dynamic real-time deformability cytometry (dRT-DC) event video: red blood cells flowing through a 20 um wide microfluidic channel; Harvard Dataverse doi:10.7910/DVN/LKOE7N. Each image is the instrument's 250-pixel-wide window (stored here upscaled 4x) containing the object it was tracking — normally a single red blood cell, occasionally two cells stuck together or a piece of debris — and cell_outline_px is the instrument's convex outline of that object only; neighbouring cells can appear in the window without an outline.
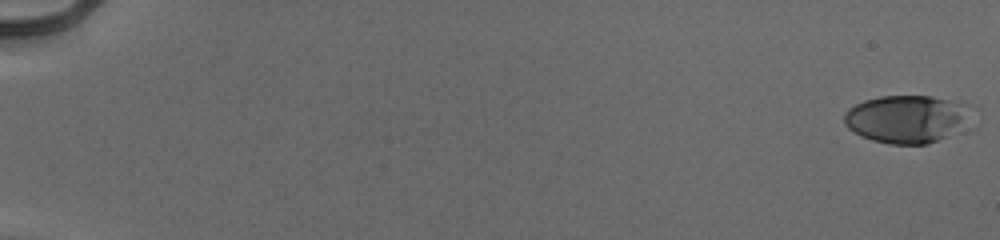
{"species": "human", "species_latin": "Homo sapiens", "temperature_condition": "cold", "stored_images_in_passage": 55, "camera_frame_rate_fps": 3000, "um_per_image_px": 0.085, "donor": {"sex": "male"}, "frame": {"image": 1, "passage_image": 1, "time_ms": 0.0, "image_size_px": [1000, 240], "cell_outline_px": [[968, 108], [960, 120], [948, 136], [928, 144], [888, 144], [872, 140], [860, 136], [848, 128], [844, 124], [844, 112], [848, 108], [864, 100], [880, 96], [932, 96], [968, 104]], "centroid_in_image_um": [76.89, 10.1], "position_along_channel_um": 8.1, "area_um2": 34.39}}
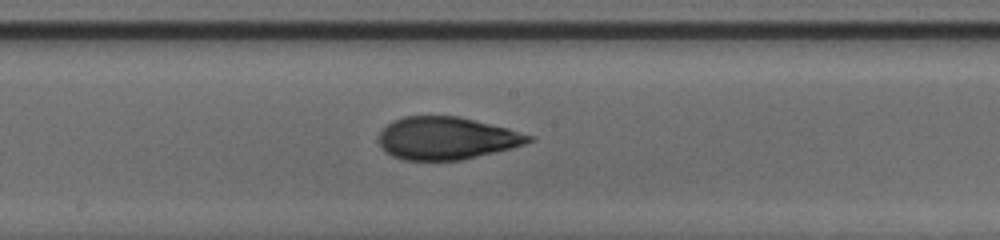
{"frame": {"image": 2, "passage_image": 32, "time_ms": 10.333, "image_size_px": [1000, 240], "cell_outline_px": [[536, 140], [512, 148], [464, 160], [404, 160], [392, 156], [380, 144], [380, 132], [392, 120], [404, 116], [460, 116], [508, 128], [536, 136]], "centroid_in_image_um": [38.02, 11.74], "position_along_channel_um": 210.2, "area_um2": 37.34}}
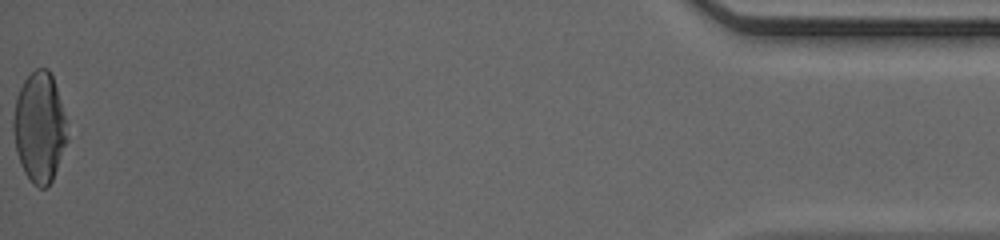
{"frame": {"image": 3, "passage_image": 55, "time_ms": 18.0, "image_size_px": [1000, 240], "cell_outline_px": [[68, 140], [52, 180], [44, 188], [40, 188], [32, 184], [24, 172], [20, 164], [16, 152], [12, 128], [12, 124], [16, 96], [24, 80], [36, 68], [48, 68], [52, 76], [60, 100], [64, 116]], "centroid_in_image_um": [3.33, 10.84], "position_along_channel_um": 431.9, "area_um2": 34.51}, "authors_computed_cell_mechanics": {"area_um2": 35.3736, "velocity_mm_per_s": 3.9831, "shape_relaxation_time_tau1_ms": 5.3504, "shape_relaxation_time_tau2_ms": 1.3961, "deformation_change_tau1": 0.2123, "deformation_change_tau2": 0.0782}}